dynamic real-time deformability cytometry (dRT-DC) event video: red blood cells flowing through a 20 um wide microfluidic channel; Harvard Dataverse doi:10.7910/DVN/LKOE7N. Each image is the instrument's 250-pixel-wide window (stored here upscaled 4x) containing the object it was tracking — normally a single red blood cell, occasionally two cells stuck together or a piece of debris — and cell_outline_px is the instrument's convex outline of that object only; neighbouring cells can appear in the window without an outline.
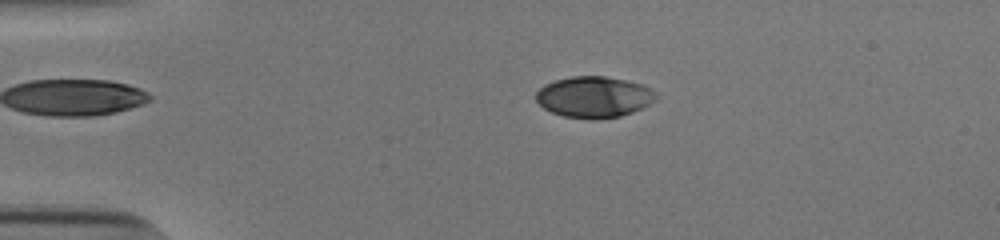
{"species": "human", "species_latin": "Homo sapiens", "temperature_condition": "cold", "stored_images_in_passage": 53, "camera_frame_rate_fps": 3000, "um_per_image_px": 0.085, "donor": {"sex": "male"}, "frame": {"image": 1, "passage_image": 11, "time_ms": 3.333, "image_size_px": [1000, 240], "cell_outline_px": [[660, 96], [656, 100], [632, 112], [620, 116], [564, 116], [552, 112], [544, 108], [536, 100], [536, 92], [544, 84], [556, 80], [572, 76], [604, 76], [644, 84], [656, 92]], "centroid_in_image_um": [50.51, 8.19], "position_along_channel_um": 34.5, "area_um2": 28.03}}
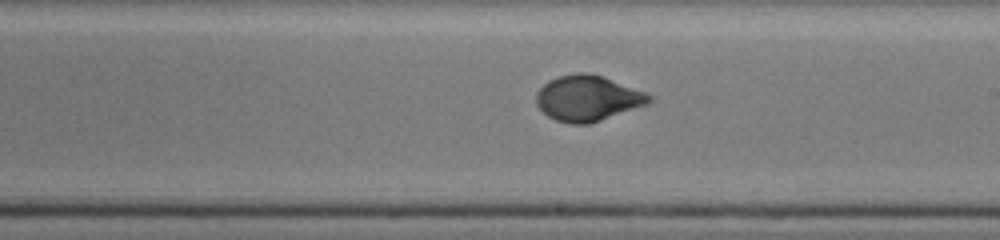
{"frame": {"image": 2, "passage_image": 31, "time_ms": 10.0, "image_size_px": [1000, 240], "cell_outline_px": [[656, 100], [648, 104], [588, 124], [572, 124], [556, 120], [548, 116], [536, 104], [536, 92], [548, 80], [556, 76], [576, 72], [588, 72], [604, 76], [644, 92], [652, 96]], "centroid_in_image_um": [49.95, 8.33], "position_along_channel_um": 239.0, "area_um2": 30.11}}
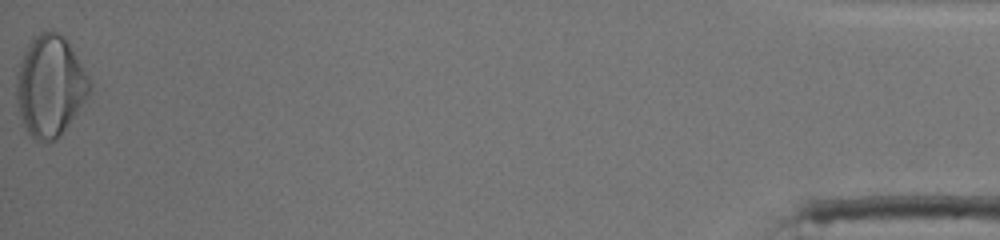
{"frame": {"image": 3, "passage_image": 53, "time_ms": 17.333, "image_size_px": [1000, 240], "cell_outline_px": [[92, 88], [60, 136], [52, 140], [36, 140], [28, 132], [20, 116], [16, 100], [16, 76], [20, 60], [28, 44], [40, 32], [56, 32], [64, 36], [88, 76], [92, 84]], "centroid_in_image_um": [4.23, 7.3], "position_along_channel_um": 431.0, "area_um2": 42.25}, "authors_computed_cell_mechanics": {"area_um2": 29.7092, "velocity_mm_per_s": 3.8537, "shape_relaxation_time_tau1_ms": 3.9135, "shape_relaxation_time_tau2_ms": null, "deformation_change_tau1": 0.1833, "deformation_change_tau2": null}}